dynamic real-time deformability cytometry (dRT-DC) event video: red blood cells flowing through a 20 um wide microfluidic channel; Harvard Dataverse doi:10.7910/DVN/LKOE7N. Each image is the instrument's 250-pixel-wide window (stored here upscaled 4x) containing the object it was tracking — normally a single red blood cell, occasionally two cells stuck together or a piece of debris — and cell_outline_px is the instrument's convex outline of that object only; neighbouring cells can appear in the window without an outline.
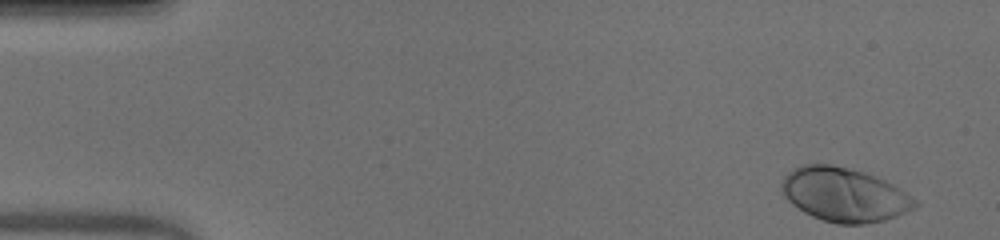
{"species": "human", "species_latin": "Homo sapiens", "temperature_condition": "warm", "stored_images_in_passage": 50, "camera_frame_rate_fps": 3000, "um_per_image_px": 0.085, "donor": {"sex": "male"}, "frame": {"image": 1, "passage_image": 1, "time_ms": 0.0, "image_size_px": [1000, 240], "cell_outline_px": [[920, 204], [916, 208], [896, 216], [884, 220], [864, 224], [836, 224], [812, 216], [804, 212], [792, 204], [780, 192], [780, 184], [784, 176], [792, 168], [800, 164], [832, 164], [864, 172], [876, 176], [892, 184], [916, 200]], "centroid_in_image_um": [71.72, 16.54], "position_along_channel_um": 13.3, "area_um2": 42.08}}
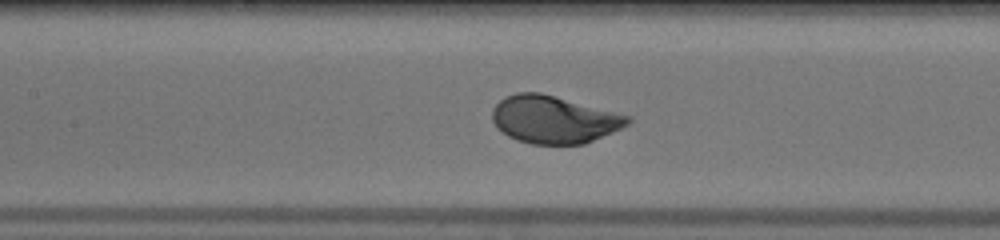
{"frame": {"image": 2, "passage_image": 22, "time_ms": 7.0, "image_size_px": [1000, 240], "cell_outline_px": [[632, 120], [628, 124], [612, 132], [584, 144], [532, 144], [516, 140], [508, 136], [496, 128], [492, 120], [492, 108], [504, 96], [516, 92], [540, 92], [632, 116]], "centroid_in_image_um": [47.05, 10.15], "position_along_channel_um": 160.4, "area_um2": 37.69}}
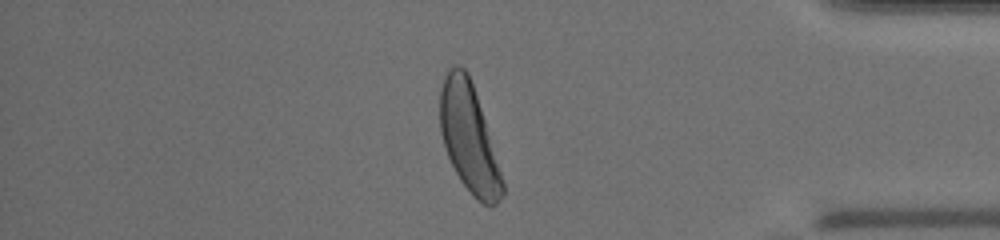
{"frame": {"image": 3, "passage_image": 42, "time_ms": 13.667, "image_size_px": [1000, 240], "cell_outline_px": [[504, 196], [492, 208], [484, 204], [472, 196], [460, 180], [448, 156], [440, 132], [440, 88], [444, 76], [456, 64], [460, 64], [468, 72], [504, 180]], "centroid_in_image_um": [39.86, 11.77], "position_along_channel_um": 395.3, "area_um2": 38.96}, "authors_computed_cell_mechanics": {"area_um2": 38.5815, "velocity_mm_per_s": 3.9341, "shape_relaxation_time_tau1_ms": 1.6454, "shape_relaxation_time_tau2_ms": null, "deformation_change_tau1": 0.1433, "deformation_change_tau2": null}}